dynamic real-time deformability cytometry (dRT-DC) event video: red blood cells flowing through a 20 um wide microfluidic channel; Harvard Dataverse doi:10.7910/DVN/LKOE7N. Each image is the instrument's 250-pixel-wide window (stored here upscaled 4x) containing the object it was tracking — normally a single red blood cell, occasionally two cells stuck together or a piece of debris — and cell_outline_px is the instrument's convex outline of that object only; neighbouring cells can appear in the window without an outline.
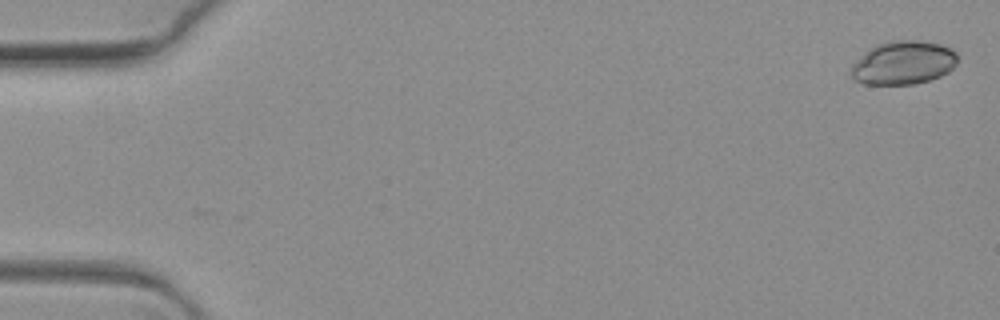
{"species": "common noctule bat (a hibernating species)", "species_latin": "Nyctalus noctula", "temperature_condition": "warm", "stored_images_in_passage": 2, "camera_frame_rate_fps": 3000, "um_per_image_px": 0.085, "animal": {"sex": "female", "body_mass_g": 19.3, "forearm_length_mm": 54.1}, "frame": {"image": 1, "passage_image": 2, "time_ms": 0.333, "image_size_px": [1000, 320], "cell_outline_px": [[956, 64], [948, 72], [940, 76], [916, 84], [864, 84], [856, 80], [848, 72], [852, 64], [868, 48], [876, 44], [888, 40], [920, 40], [940, 44], [952, 48], [956, 52]], "centroid_in_image_um": [76.75, 5.32], "position_along_channel_um": 8.2, "area_um2": 27.28}}